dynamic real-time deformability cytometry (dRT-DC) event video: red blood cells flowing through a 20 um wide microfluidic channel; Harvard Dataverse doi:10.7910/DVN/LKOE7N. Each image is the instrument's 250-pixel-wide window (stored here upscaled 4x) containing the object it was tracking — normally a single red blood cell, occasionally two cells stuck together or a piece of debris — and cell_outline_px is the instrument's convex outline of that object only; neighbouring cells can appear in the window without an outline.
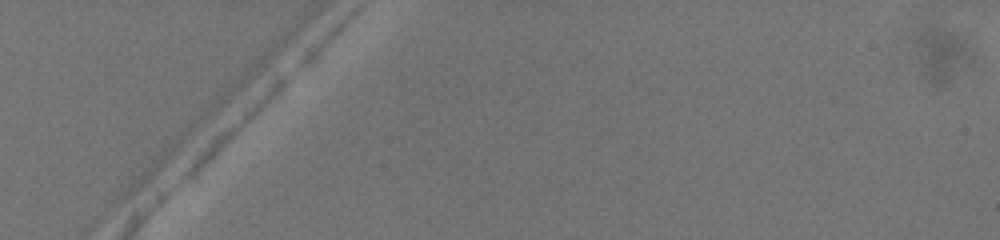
{"species": "common noctule bat (a hibernating species)", "species_latin": "Nyctalus noctula", "temperature_condition": "warm", "stored_images_in_passage": 3, "camera_frame_rate_fps": 3000, "um_per_image_px": 0.085, "animal": {"sex": "female", "body_mass_g": 19.5, "forearm_length_mm": 54.1}, "frame": {"image": 1, "passage_image": 1, "time_ms": 0.0, "image_size_px": [1000, 240], "cell_outline_px": [[284, 84], [280, 92], [196, 180], [192, 184], [180, 184], [184, 172], [212, 144], [280, 80], [284, 80]], "centroid_in_image_um": [19.46, 11.62], "position_along_channel_um": 65.5, "area_um2": 11.85}}